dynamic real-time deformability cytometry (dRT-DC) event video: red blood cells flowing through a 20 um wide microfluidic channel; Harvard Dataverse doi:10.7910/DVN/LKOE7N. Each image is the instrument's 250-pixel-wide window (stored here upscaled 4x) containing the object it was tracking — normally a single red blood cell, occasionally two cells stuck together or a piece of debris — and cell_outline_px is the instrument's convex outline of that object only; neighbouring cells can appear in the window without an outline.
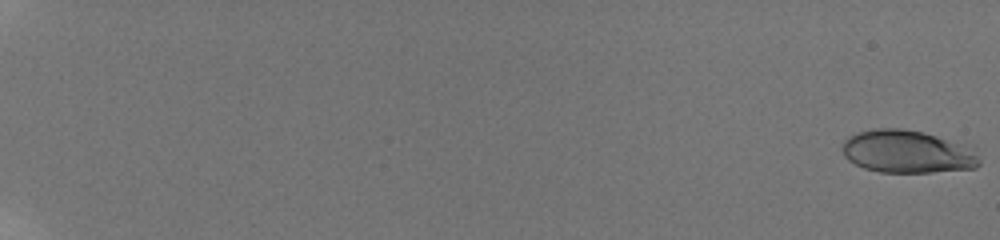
{"species": "human", "species_latin": "Homo sapiens", "temperature_condition": "room temperature", "stored_images_in_passage": 31, "camera_frame_rate_fps": 3000, "um_per_image_px": 0.085, "donor": {"sex": "male"}, "frame": {"image": 1, "passage_image": 1, "time_ms": 0.0, "image_size_px": [1000, 240], "cell_outline_px": [[980, 164], [976, 168], [932, 172], [880, 172], [864, 168], [848, 160], [844, 156], [840, 148], [844, 140], [848, 136], [856, 132], [876, 128], [900, 128], [924, 132], [972, 144], [980, 160]], "centroid_in_image_um": [77.16, 12.87], "position_along_channel_um": 7.8, "area_um2": 34.97}}
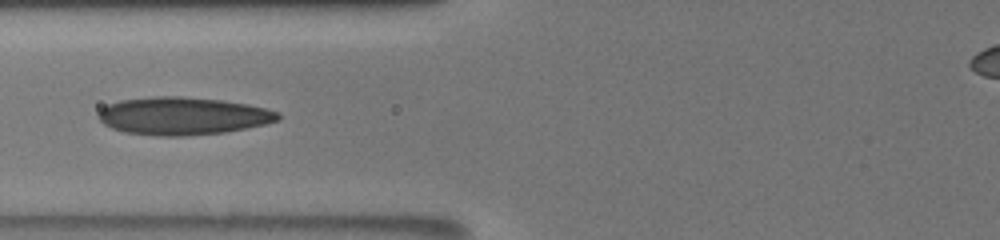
{"frame": {"image": 2, "passage_image": 29, "time_ms": 9.333, "image_size_px": [1000, 240], "cell_outline_px": [[280, 120], [264, 124], [224, 132], [184, 136], [160, 136], [124, 132], [112, 128], [104, 124], [96, 116], [100, 108], [108, 104], [120, 100], [156, 96], [180, 96], [224, 100], [248, 104], [280, 112]], "centroid_in_image_um": [15.51, 9.85], "position_along_channel_um": 110.3, "area_um2": 39.59}}